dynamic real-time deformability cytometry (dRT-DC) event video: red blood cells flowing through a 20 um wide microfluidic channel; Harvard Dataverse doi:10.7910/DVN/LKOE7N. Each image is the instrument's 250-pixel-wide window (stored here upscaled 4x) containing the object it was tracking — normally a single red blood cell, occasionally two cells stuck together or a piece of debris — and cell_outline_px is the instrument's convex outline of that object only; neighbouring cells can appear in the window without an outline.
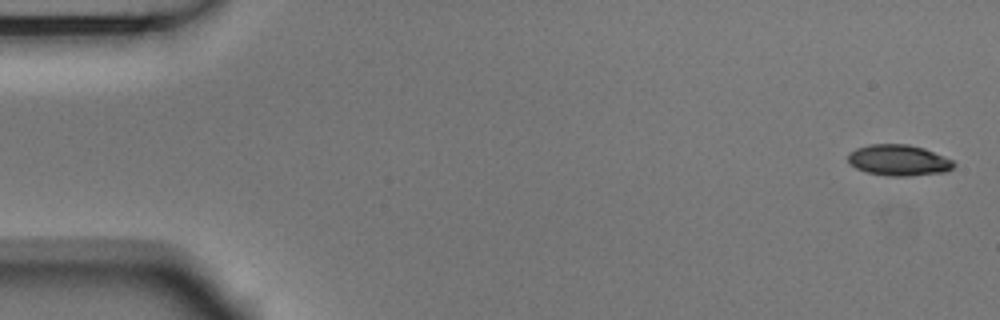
{"species": "Egyptian fruit bat (a non-hibernating species)", "species_latin": "Rousettus aegyptiacus", "temperature_condition": "room temperature", "stored_images_in_passage": 5, "camera_frame_rate_fps": 3000, "um_per_image_px": 0.085, "animal": {"sex": "male"}, "frame": {"image": 1, "passage_image": 1, "time_ms": 0.0, "image_size_px": [1000, 320], "cell_outline_px": [[956, 164], [952, 168], [944, 172], [908, 176], [888, 176], [868, 172], [856, 168], [848, 160], [848, 156], [856, 148], [872, 144], [908, 144], [924, 148], [944, 156], [952, 160]], "centroid_in_image_um": [76.41, 13.62], "position_along_channel_um": 8.6, "area_um2": 18.9}}
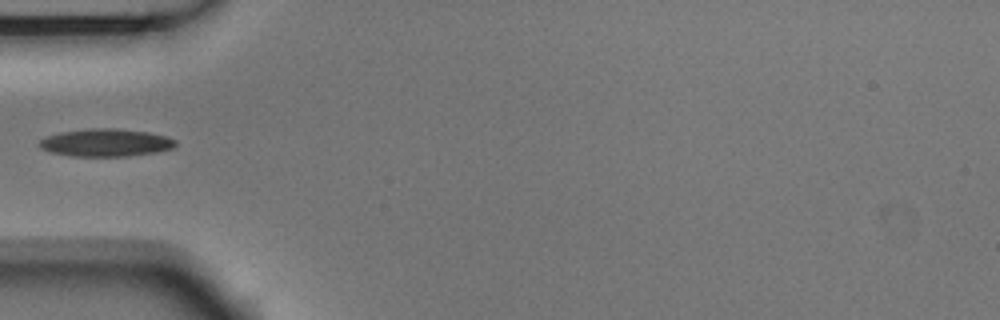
{"frame": {"image": 2, "passage_image": 5, "time_ms": 1.333, "image_size_px": [1000, 320], "cell_outline_px": [[176, 144], [172, 148], [156, 152], [128, 156], [72, 156], [52, 152], [40, 148], [36, 144], [44, 136], [60, 132], [88, 128], [116, 128], [148, 132], [168, 136], [176, 140]], "centroid_in_image_um": [8.96, 12.11], "position_along_channel_um": 76.0, "area_um2": 22.14}}